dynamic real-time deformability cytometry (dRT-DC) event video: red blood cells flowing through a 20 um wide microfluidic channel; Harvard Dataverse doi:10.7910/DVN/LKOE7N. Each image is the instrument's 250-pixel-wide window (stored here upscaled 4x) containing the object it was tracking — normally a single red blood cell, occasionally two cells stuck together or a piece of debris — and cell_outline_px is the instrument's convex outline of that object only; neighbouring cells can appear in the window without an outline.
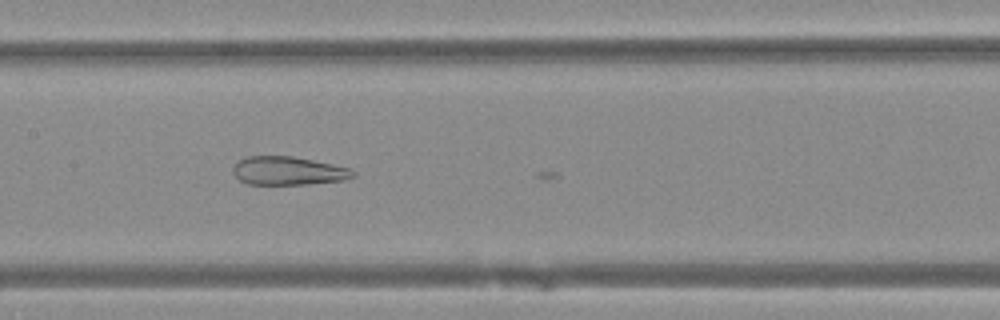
{"species": "Egyptian fruit bat (a non-hibernating species)", "species_latin": "Rousettus aegyptiacus", "temperature_condition": "warm", "stored_images_in_passage": 11, "camera_frame_rate_fps": 3000, "um_per_image_px": 0.085, "animal": {"sex": "female"}, "frame": {"image": 1, "passage_image": 9, "time_ms": 2.667, "image_size_px": [1000, 320], "cell_outline_px": [[356, 176], [344, 180], [304, 184], [248, 184], [240, 180], [232, 172], [232, 168], [240, 160], [248, 156], [292, 156], [332, 164], [348, 168], [356, 172]], "centroid_in_image_um": [24.5, 14.52], "position_along_channel_um": 182.9, "area_um2": 19.71}}